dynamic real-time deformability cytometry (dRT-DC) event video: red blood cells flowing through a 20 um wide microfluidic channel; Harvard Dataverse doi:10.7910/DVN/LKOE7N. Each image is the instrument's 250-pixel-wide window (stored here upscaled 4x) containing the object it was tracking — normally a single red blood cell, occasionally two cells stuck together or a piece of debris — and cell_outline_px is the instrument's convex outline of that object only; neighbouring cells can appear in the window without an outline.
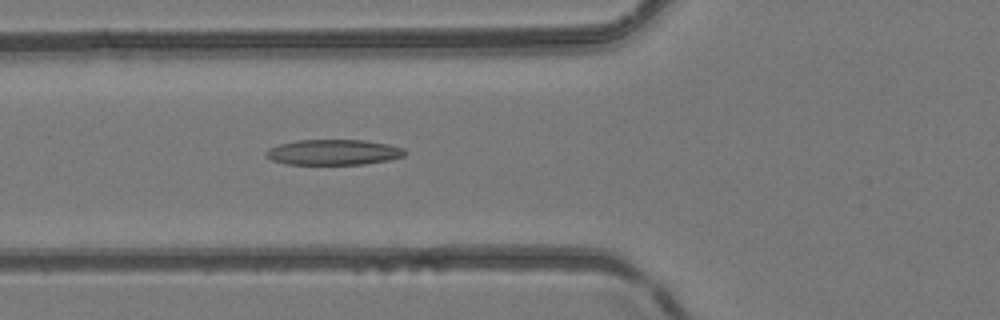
{"species": "common noctule bat (a hibernating species)", "species_latin": "Nyctalus noctula", "temperature_condition": "room temperature", "stored_images_in_passage": 6, "camera_frame_rate_fps": 3000, "um_per_image_px": 0.085, "animal": {"sex": "female", "body_mass_g": 24.6, "forearm_length_mm": 56.2}, "frame": {"image": 1, "passage_image": 6, "time_ms": 5.667, "image_size_px": [1000, 320], "cell_outline_px": [[404, 156], [388, 160], [364, 164], [284, 164], [272, 160], [264, 156], [264, 152], [268, 148], [280, 144], [296, 140], [364, 140], [388, 144], [404, 148]], "centroid_in_image_um": [28.29, 12.94], "position_along_channel_um": 97.5, "area_um2": 20.63}}